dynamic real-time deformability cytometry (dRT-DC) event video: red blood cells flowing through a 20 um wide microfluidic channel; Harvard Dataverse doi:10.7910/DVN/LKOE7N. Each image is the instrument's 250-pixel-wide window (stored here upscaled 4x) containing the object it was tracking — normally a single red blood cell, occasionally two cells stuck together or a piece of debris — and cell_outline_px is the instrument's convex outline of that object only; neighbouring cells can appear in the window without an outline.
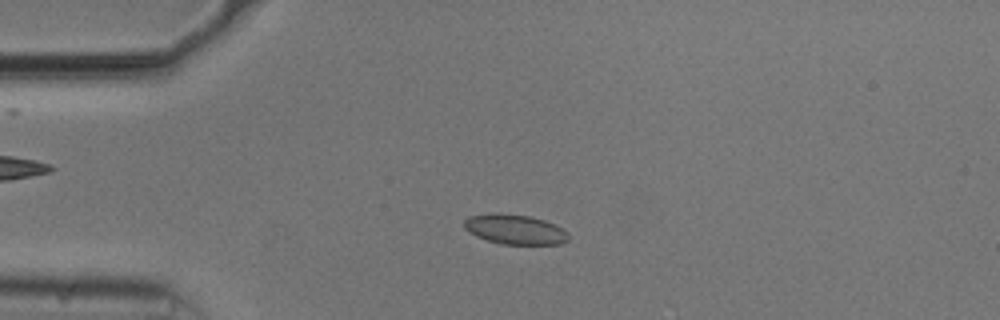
{"species": "common noctule bat (a hibernating species)", "species_latin": "Nyctalus noctula", "temperature_condition": "cold", "stored_images_in_passage": 32, "camera_frame_rate_fps": 3000, "um_per_image_px": 0.085, "animal": {"sex": "male", "body_mass_g": 20.5, "forearm_length_mm": 52.5}, "frame": {"image": 1, "passage_image": 13, "time_ms": 4.0, "image_size_px": [1000, 320], "cell_outline_px": [[568, 240], [560, 244], [500, 244], [476, 236], [468, 232], [464, 228], [464, 220], [468, 216], [496, 212], [528, 216], [544, 220], [568, 232]], "centroid_in_image_um": [43.72, 19.49], "position_along_channel_um": 41.3, "area_um2": 18.09}}
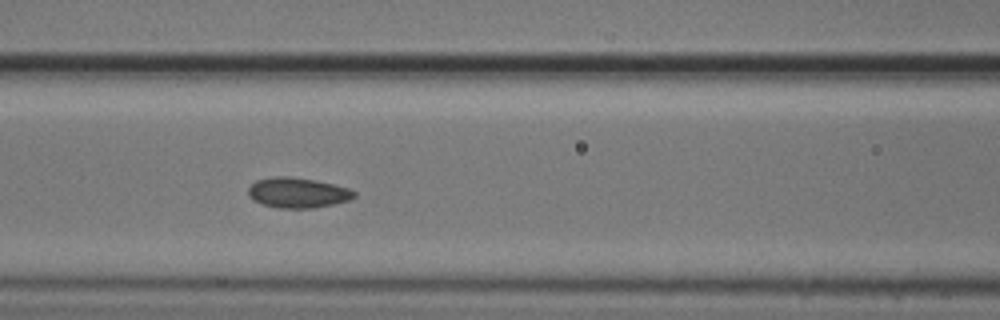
{"frame": {"image": 2, "passage_image": 23, "time_ms": 7.333, "image_size_px": [1000, 320], "cell_outline_px": [[356, 196], [348, 200], [332, 204], [312, 208], [276, 208], [260, 204], [252, 200], [248, 196], [248, 188], [256, 180], [276, 176], [288, 176], [316, 180], [348, 188], [356, 192]], "centroid_in_image_um": [25.26, 16.38], "position_along_channel_um": 141.3, "area_um2": 18.73}}
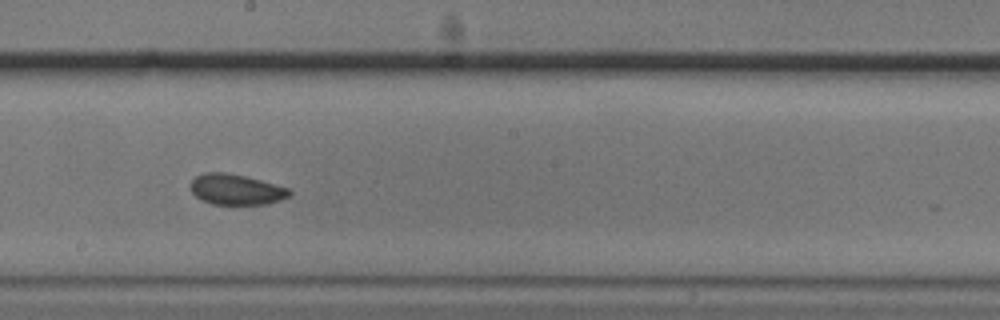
{"frame": {"image": 3, "passage_image": 30, "time_ms": 9.667, "image_size_px": [1000, 320], "cell_outline_px": [[292, 192], [288, 196], [280, 200], [268, 204], [212, 204], [196, 196], [192, 192], [192, 180], [196, 176], [204, 172], [224, 172], [244, 176], [260, 180], [288, 188]], "centroid_in_image_um": [20.07, 16.1], "position_along_channel_um": 228.1, "area_um2": 17.34}}